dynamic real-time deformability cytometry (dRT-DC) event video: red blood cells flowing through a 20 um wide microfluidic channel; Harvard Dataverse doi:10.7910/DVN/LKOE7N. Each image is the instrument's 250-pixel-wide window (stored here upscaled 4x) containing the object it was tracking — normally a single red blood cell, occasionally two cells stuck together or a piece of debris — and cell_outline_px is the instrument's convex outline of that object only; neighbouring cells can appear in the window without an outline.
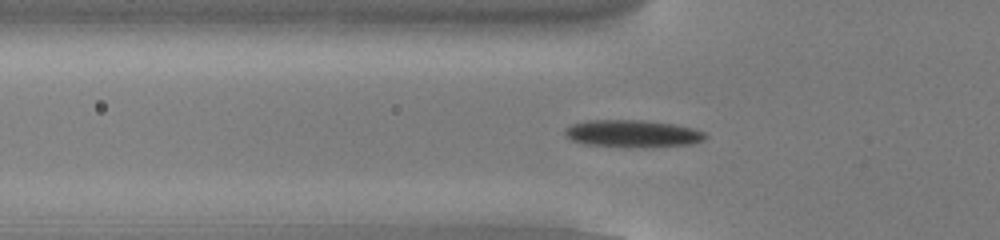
{"species": "common noctule bat (a hibernating species)", "species_latin": "Nyctalus noctula", "temperature_condition": "cold", "stored_images_in_passage": 46, "camera_frame_rate_fps": 3000, "um_per_image_px": 0.085, "animal": {"sex": "male", "body_mass_g": 13.0, "forearm_length_mm": 53.1}, "frame": {"image": 1, "passage_image": 10, "time_ms": 3.0, "image_size_px": [1000, 240], "cell_outline_px": [[708, 136], [704, 140], [692, 144], [648, 148], [628, 148], [584, 144], [572, 140], [564, 132], [564, 128], [572, 124], [588, 120], [644, 120], [676, 124], [692, 128], [704, 132]], "centroid_in_image_um": [53.8, 11.37], "position_along_channel_um": 72.0, "area_um2": 22.83}}
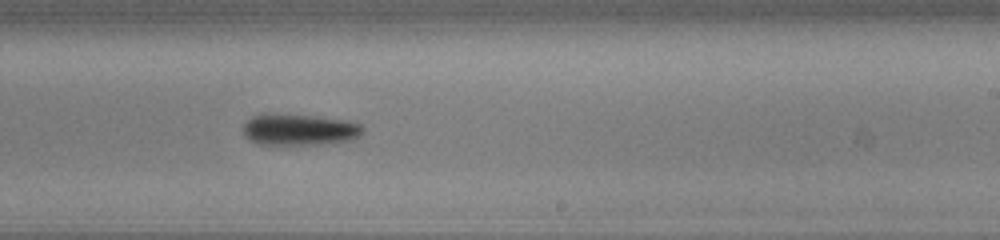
{"frame": {"image": 2, "passage_image": 25, "time_ms": 8.0, "image_size_px": [1000, 240], "cell_outline_px": [[364, 128], [360, 136], [352, 140], [332, 144], [256, 144], [248, 140], [244, 136], [244, 120], [260, 112], [276, 112], [316, 116], [348, 120], [360, 124]], "centroid_in_image_um": [25.41, 10.99], "position_along_channel_um": 263.6, "area_um2": 22.77}}
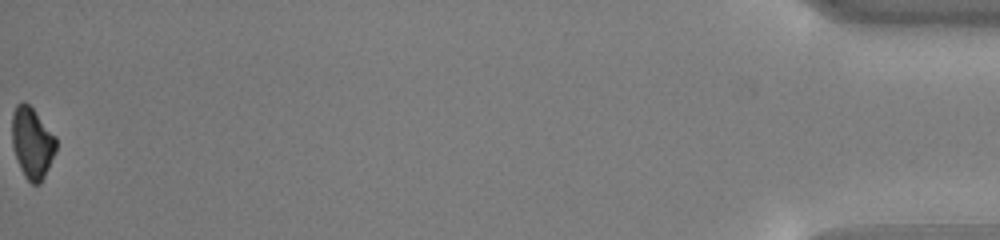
{"frame": {"image": 3, "passage_image": 46, "time_ms": 15.0, "image_size_px": [1000, 240], "cell_outline_px": [[56, 152], [40, 184], [32, 184], [24, 176], [20, 168], [12, 144], [12, 112], [16, 104], [24, 100], [32, 108], [56, 136]], "centroid_in_image_um": [2.73, 12.12], "position_along_channel_um": 432.5, "area_um2": 18.26}, "authors_computed_cell_mechanics": {"area_um2": 21.0681, "velocity_mm_per_s": 3.8411, "shape_relaxation_time_tau1_ms": 5.2081, "shape_relaxation_time_tau2_ms": null, "deformation_change_tau1": 0.146, "deformation_change_tau2": null}}